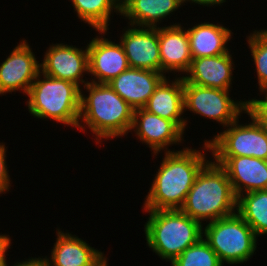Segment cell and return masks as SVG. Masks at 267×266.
I'll return each mask as SVG.
<instances>
[{
  "label": "cell",
  "mask_w": 267,
  "mask_h": 266,
  "mask_svg": "<svg viewBox=\"0 0 267 266\" xmlns=\"http://www.w3.org/2000/svg\"><path fill=\"white\" fill-rule=\"evenodd\" d=\"M144 202V210L180 209L201 169L209 162L205 154L184 148L167 150Z\"/></svg>",
  "instance_id": "cell-1"
},
{
  "label": "cell",
  "mask_w": 267,
  "mask_h": 266,
  "mask_svg": "<svg viewBox=\"0 0 267 266\" xmlns=\"http://www.w3.org/2000/svg\"><path fill=\"white\" fill-rule=\"evenodd\" d=\"M89 95L80 98L79 129L87 125L96 142L103 138L124 136L131 131L134 109L123 100L108 83L88 82L83 86ZM82 122L85 126L81 125ZM98 140V141H97Z\"/></svg>",
  "instance_id": "cell-2"
},
{
  "label": "cell",
  "mask_w": 267,
  "mask_h": 266,
  "mask_svg": "<svg viewBox=\"0 0 267 266\" xmlns=\"http://www.w3.org/2000/svg\"><path fill=\"white\" fill-rule=\"evenodd\" d=\"M180 210L201 224L237 212V197L226 171L209 161L197 175Z\"/></svg>",
  "instance_id": "cell-3"
},
{
  "label": "cell",
  "mask_w": 267,
  "mask_h": 266,
  "mask_svg": "<svg viewBox=\"0 0 267 266\" xmlns=\"http://www.w3.org/2000/svg\"><path fill=\"white\" fill-rule=\"evenodd\" d=\"M145 211L150 214L144 225L147 244L170 263L203 238V225L180 209Z\"/></svg>",
  "instance_id": "cell-4"
},
{
  "label": "cell",
  "mask_w": 267,
  "mask_h": 266,
  "mask_svg": "<svg viewBox=\"0 0 267 266\" xmlns=\"http://www.w3.org/2000/svg\"><path fill=\"white\" fill-rule=\"evenodd\" d=\"M27 96L26 105L34 117L78 127L81 89L76 84L39 72Z\"/></svg>",
  "instance_id": "cell-5"
},
{
  "label": "cell",
  "mask_w": 267,
  "mask_h": 266,
  "mask_svg": "<svg viewBox=\"0 0 267 266\" xmlns=\"http://www.w3.org/2000/svg\"><path fill=\"white\" fill-rule=\"evenodd\" d=\"M204 236L223 265L244 263L257 248V236L237 212L209 222Z\"/></svg>",
  "instance_id": "cell-6"
},
{
  "label": "cell",
  "mask_w": 267,
  "mask_h": 266,
  "mask_svg": "<svg viewBox=\"0 0 267 266\" xmlns=\"http://www.w3.org/2000/svg\"><path fill=\"white\" fill-rule=\"evenodd\" d=\"M245 113L252 122L239 125L237 119L214 139L205 140L204 150H210L213 156H249L267 160V131L247 111Z\"/></svg>",
  "instance_id": "cell-7"
},
{
  "label": "cell",
  "mask_w": 267,
  "mask_h": 266,
  "mask_svg": "<svg viewBox=\"0 0 267 266\" xmlns=\"http://www.w3.org/2000/svg\"><path fill=\"white\" fill-rule=\"evenodd\" d=\"M229 95V90L184 83V111L187 109L194 114L213 119L225 127L229 126L243 111H247L246 100L236 102Z\"/></svg>",
  "instance_id": "cell-8"
},
{
  "label": "cell",
  "mask_w": 267,
  "mask_h": 266,
  "mask_svg": "<svg viewBox=\"0 0 267 266\" xmlns=\"http://www.w3.org/2000/svg\"><path fill=\"white\" fill-rule=\"evenodd\" d=\"M39 72L40 63L22 40L0 65V95L18 90L27 95Z\"/></svg>",
  "instance_id": "cell-9"
},
{
  "label": "cell",
  "mask_w": 267,
  "mask_h": 266,
  "mask_svg": "<svg viewBox=\"0 0 267 266\" xmlns=\"http://www.w3.org/2000/svg\"><path fill=\"white\" fill-rule=\"evenodd\" d=\"M40 63V71L45 75L63 79L76 84L80 88V82L87 84L83 73L89 72L88 49L81 50L70 45L55 44L49 47ZM82 77V78H81Z\"/></svg>",
  "instance_id": "cell-10"
},
{
  "label": "cell",
  "mask_w": 267,
  "mask_h": 266,
  "mask_svg": "<svg viewBox=\"0 0 267 266\" xmlns=\"http://www.w3.org/2000/svg\"><path fill=\"white\" fill-rule=\"evenodd\" d=\"M214 159L226 171L236 197L267 190V160L249 156H214Z\"/></svg>",
  "instance_id": "cell-11"
},
{
  "label": "cell",
  "mask_w": 267,
  "mask_h": 266,
  "mask_svg": "<svg viewBox=\"0 0 267 266\" xmlns=\"http://www.w3.org/2000/svg\"><path fill=\"white\" fill-rule=\"evenodd\" d=\"M131 27L122 35L129 67L161 72L158 27Z\"/></svg>",
  "instance_id": "cell-12"
},
{
  "label": "cell",
  "mask_w": 267,
  "mask_h": 266,
  "mask_svg": "<svg viewBox=\"0 0 267 266\" xmlns=\"http://www.w3.org/2000/svg\"><path fill=\"white\" fill-rule=\"evenodd\" d=\"M88 49L89 72L95 78L93 83H109L120 73L129 68L128 60L122 44L98 37L90 41ZM98 79V81H96Z\"/></svg>",
  "instance_id": "cell-13"
},
{
  "label": "cell",
  "mask_w": 267,
  "mask_h": 266,
  "mask_svg": "<svg viewBox=\"0 0 267 266\" xmlns=\"http://www.w3.org/2000/svg\"><path fill=\"white\" fill-rule=\"evenodd\" d=\"M156 155L166 146L180 143L184 132L171 120L149 113L144 108L134 110L131 130Z\"/></svg>",
  "instance_id": "cell-14"
},
{
  "label": "cell",
  "mask_w": 267,
  "mask_h": 266,
  "mask_svg": "<svg viewBox=\"0 0 267 266\" xmlns=\"http://www.w3.org/2000/svg\"><path fill=\"white\" fill-rule=\"evenodd\" d=\"M165 77L161 72L129 67L108 85L136 110L145 107L155 88Z\"/></svg>",
  "instance_id": "cell-15"
},
{
  "label": "cell",
  "mask_w": 267,
  "mask_h": 266,
  "mask_svg": "<svg viewBox=\"0 0 267 266\" xmlns=\"http://www.w3.org/2000/svg\"><path fill=\"white\" fill-rule=\"evenodd\" d=\"M229 52L218 56L194 58L182 76L184 83H192L202 87L230 90L232 84L233 61ZM189 73V74H188Z\"/></svg>",
  "instance_id": "cell-16"
},
{
  "label": "cell",
  "mask_w": 267,
  "mask_h": 266,
  "mask_svg": "<svg viewBox=\"0 0 267 266\" xmlns=\"http://www.w3.org/2000/svg\"><path fill=\"white\" fill-rule=\"evenodd\" d=\"M161 73L187 72L192 57L186 29L180 24L158 27Z\"/></svg>",
  "instance_id": "cell-17"
},
{
  "label": "cell",
  "mask_w": 267,
  "mask_h": 266,
  "mask_svg": "<svg viewBox=\"0 0 267 266\" xmlns=\"http://www.w3.org/2000/svg\"><path fill=\"white\" fill-rule=\"evenodd\" d=\"M57 230V240L50 260L47 258L48 266H98L106 259L101 251L94 249L76 235Z\"/></svg>",
  "instance_id": "cell-18"
},
{
  "label": "cell",
  "mask_w": 267,
  "mask_h": 266,
  "mask_svg": "<svg viewBox=\"0 0 267 266\" xmlns=\"http://www.w3.org/2000/svg\"><path fill=\"white\" fill-rule=\"evenodd\" d=\"M184 79L175 78L172 83L165 77L155 88L144 109L149 113L173 121L183 132L187 120L181 117L184 114Z\"/></svg>",
  "instance_id": "cell-19"
},
{
  "label": "cell",
  "mask_w": 267,
  "mask_h": 266,
  "mask_svg": "<svg viewBox=\"0 0 267 266\" xmlns=\"http://www.w3.org/2000/svg\"><path fill=\"white\" fill-rule=\"evenodd\" d=\"M186 31L192 59L230 52L226 44L230 41L232 33L222 25L204 22Z\"/></svg>",
  "instance_id": "cell-20"
},
{
  "label": "cell",
  "mask_w": 267,
  "mask_h": 266,
  "mask_svg": "<svg viewBox=\"0 0 267 266\" xmlns=\"http://www.w3.org/2000/svg\"><path fill=\"white\" fill-rule=\"evenodd\" d=\"M182 0H125L121 13L130 20V26L156 27L161 19L180 7Z\"/></svg>",
  "instance_id": "cell-21"
},
{
  "label": "cell",
  "mask_w": 267,
  "mask_h": 266,
  "mask_svg": "<svg viewBox=\"0 0 267 266\" xmlns=\"http://www.w3.org/2000/svg\"><path fill=\"white\" fill-rule=\"evenodd\" d=\"M237 213L257 237L267 234V190L252 191L238 196Z\"/></svg>",
  "instance_id": "cell-22"
},
{
  "label": "cell",
  "mask_w": 267,
  "mask_h": 266,
  "mask_svg": "<svg viewBox=\"0 0 267 266\" xmlns=\"http://www.w3.org/2000/svg\"><path fill=\"white\" fill-rule=\"evenodd\" d=\"M79 19L91 25L99 33L106 34L111 12L121 13L117 0H71Z\"/></svg>",
  "instance_id": "cell-23"
},
{
  "label": "cell",
  "mask_w": 267,
  "mask_h": 266,
  "mask_svg": "<svg viewBox=\"0 0 267 266\" xmlns=\"http://www.w3.org/2000/svg\"><path fill=\"white\" fill-rule=\"evenodd\" d=\"M172 266H223L215 251L204 238L183 251Z\"/></svg>",
  "instance_id": "cell-24"
},
{
  "label": "cell",
  "mask_w": 267,
  "mask_h": 266,
  "mask_svg": "<svg viewBox=\"0 0 267 266\" xmlns=\"http://www.w3.org/2000/svg\"><path fill=\"white\" fill-rule=\"evenodd\" d=\"M247 38L260 88L267 81V30H255Z\"/></svg>",
  "instance_id": "cell-25"
},
{
  "label": "cell",
  "mask_w": 267,
  "mask_h": 266,
  "mask_svg": "<svg viewBox=\"0 0 267 266\" xmlns=\"http://www.w3.org/2000/svg\"><path fill=\"white\" fill-rule=\"evenodd\" d=\"M247 112L267 131V103H247Z\"/></svg>",
  "instance_id": "cell-26"
},
{
  "label": "cell",
  "mask_w": 267,
  "mask_h": 266,
  "mask_svg": "<svg viewBox=\"0 0 267 266\" xmlns=\"http://www.w3.org/2000/svg\"><path fill=\"white\" fill-rule=\"evenodd\" d=\"M6 149L5 145L0 143V194H2L5 191H9L10 188V176L8 174L7 170V164H6Z\"/></svg>",
  "instance_id": "cell-27"
},
{
  "label": "cell",
  "mask_w": 267,
  "mask_h": 266,
  "mask_svg": "<svg viewBox=\"0 0 267 266\" xmlns=\"http://www.w3.org/2000/svg\"><path fill=\"white\" fill-rule=\"evenodd\" d=\"M7 266V263H6ZM13 266H48L47 257L31 258L23 262H17Z\"/></svg>",
  "instance_id": "cell-28"
},
{
  "label": "cell",
  "mask_w": 267,
  "mask_h": 266,
  "mask_svg": "<svg viewBox=\"0 0 267 266\" xmlns=\"http://www.w3.org/2000/svg\"><path fill=\"white\" fill-rule=\"evenodd\" d=\"M9 235H1L0 234V256L9 249L11 240Z\"/></svg>",
  "instance_id": "cell-29"
},
{
  "label": "cell",
  "mask_w": 267,
  "mask_h": 266,
  "mask_svg": "<svg viewBox=\"0 0 267 266\" xmlns=\"http://www.w3.org/2000/svg\"><path fill=\"white\" fill-rule=\"evenodd\" d=\"M183 1V4H184V2L186 3V1L188 2V1H191L192 3L194 2V3H197V4H200V5H203V6H212V5H218V4H220L221 5V3H224V2H226L225 0H182Z\"/></svg>",
  "instance_id": "cell-30"
},
{
  "label": "cell",
  "mask_w": 267,
  "mask_h": 266,
  "mask_svg": "<svg viewBox=\"0 0 267 266\" xmlns=\"http://www.w3.org/2000/svg\"><path fill=\"white\" fill-rule=\"evenodd\" d=\"M260 89V92H264L266 95L264 97V99L262 100H257L256 98L255 99H251V100H247L246 102L247 103H267V81L259 88Z\"/></svg>",
  "instance_id": "cell-31"
},
{
  "label": "cell",
  "mask_w": 267,
  "mask_h": 266,
  "mask_svg": "<svg viewBox=\"0 0 267 266\" xmlns=\"http://www.w3.org/2000/svg\"><path fill=\"white\" fill-rule=\"evenodd\" d=\"M6 252L5 251L1 256H0V266H6Z\"/></svg>",
  "instance_id": "cell-32"
},
{
  "label": "cell",
  "mask_w": 267,
  "mask_h": 266,
  "mask_svg": "<svg viewBox=\"0 0 267 266\" xmlns=\"http://www.w3.org/2000/svg\"><path fill=\"white\" fill-rule=\"evenodd\" d=\"M98 266H108L107 260L105 259L103 262H101Z\"/></svg>",
  "instance_id": "cell-33"
},
{
  "label": "cell",
  "mask_w": 267,
  "mask_h": 266,
  "mask_svg": "<svg viewBox=\"0 0 267 266\" xmlns=\"http://www.w3.org/2000/svg\"><path fill=\"white\" fill-rule=\"evenodd\" d=\"M120 4H122L125 0H117Z\"/></svg>",
  "instance_id": "cell-34"
}]
</instances>
